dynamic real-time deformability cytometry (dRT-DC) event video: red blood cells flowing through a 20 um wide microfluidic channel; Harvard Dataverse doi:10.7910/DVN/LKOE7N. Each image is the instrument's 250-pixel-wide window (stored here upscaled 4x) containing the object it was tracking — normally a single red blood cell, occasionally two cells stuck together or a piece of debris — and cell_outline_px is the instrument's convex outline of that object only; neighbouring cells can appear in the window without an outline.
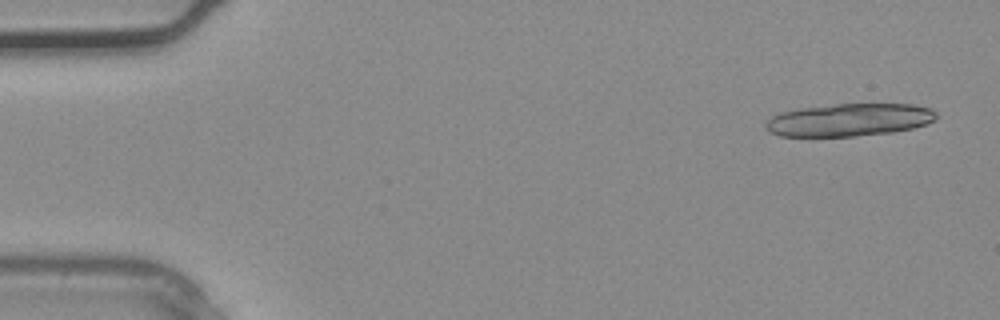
{"species": "common noctule bat (a hibernating species)", "species_latin": "Nyctalus noctula", "temperature_condition": "warm", "stored_images_in_passage": 3, "camera_frame_rate_fps": 3000, "um_per_image_px": 0.085, "animal": {"sex": "male", "body_mass_g": 20.4}, "frame": {"image": 1, "passage_image": 1, "time_ms": 0.0, "image_size_px": [1000, 320], "cell_outline_px": [[936, 120], [928, 124], [912, 128], [892, 132], [856, 136], [780, 136], [768, 132], [764, 128], [764, 120], [780, 112], [800, 108], [836, 104], [912, 104], [932, 108], [936, 112]], "centroid_in_image_um": [72.16, 10.19], "position_along_channel_um": 12.8, "area_um2": 32.83}}